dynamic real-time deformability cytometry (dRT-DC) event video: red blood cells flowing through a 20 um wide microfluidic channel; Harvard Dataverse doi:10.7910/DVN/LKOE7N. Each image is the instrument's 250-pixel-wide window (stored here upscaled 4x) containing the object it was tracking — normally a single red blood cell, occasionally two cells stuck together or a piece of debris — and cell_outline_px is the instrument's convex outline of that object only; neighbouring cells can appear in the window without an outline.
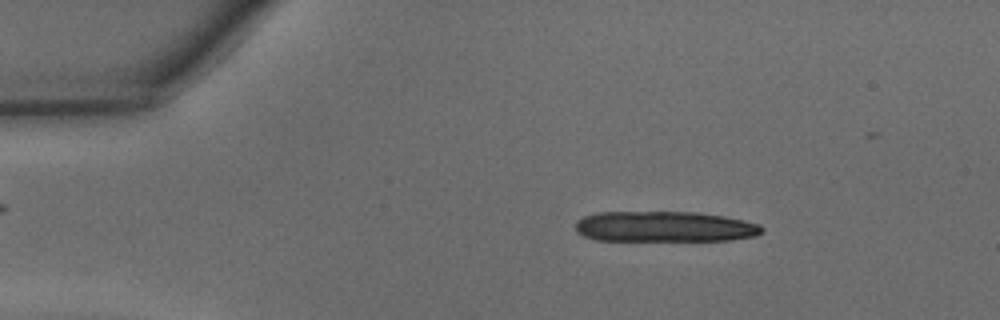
{"species": "common noctule bat (a hibernating species)", "species_latin": "Nyctalus noctula", "temperature_condition": "warm", "stored_images_in_passage": 43, "camera_frame_rate_fps": 3000, "um_per_image_px": 0.085, "animal": {"sex": "male", "body_mass_g": 15.6}, "frame": {"image": 1, "passage_image": 7, "time_ms": 2.0, "image_size_px": [1000, 320], "cell_outline_px": [[764, 232], [756, 236], [732, 240], [596, 240], [584, 236], [576, 232], [576, 220], [584, 216], [596, 212], [696, 212], [724, 216], [744, 220], [760, 224], [764, 228]], "centroid_in_image_um": [56.51, 19.26], "position_along_channel_um": 28.5, "area_um2": 33.47}}
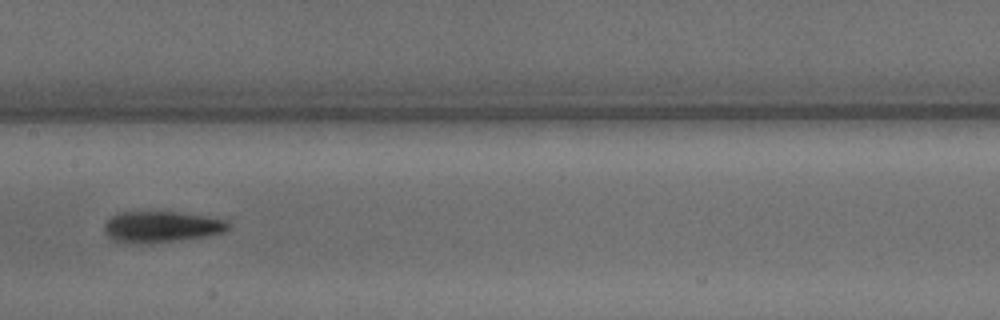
{"frame": {"image": 2, "passage_image": 23, "time_ms": 7.333, "image_size_px": [1000, 320], "cell_outline_px": [[232, 224], [224, 232], [204, 236], [180, 240], [148, 244], [124, 244], [108, 236], [104, 232], [104, 224], [116, 212], [180, 212], [204, 216], [224, 220]], "centroid_in_image_um": [13.68, 19.29], "position_along_channel_um": 193.7, "area_um2": 22.66}}
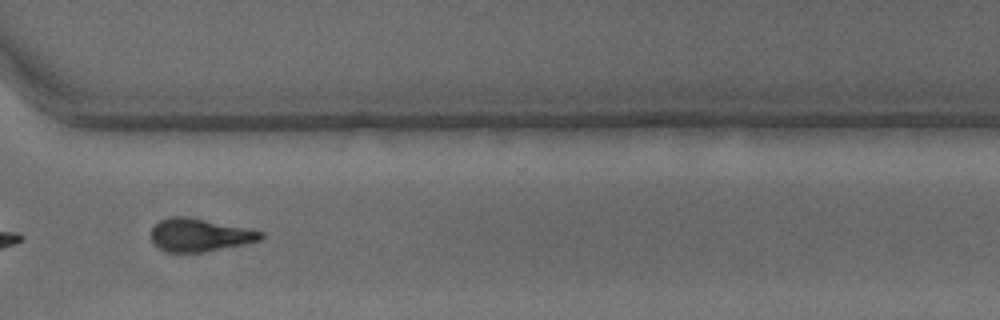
{"frame": {"image": 3, "passage_image": 34, "time_ms": 11.0, "image_size_px": [1000, 320], "cell_outline_px": [[264, 236], [260, 240], [244, 244], [204, 252], [168, 252], [160, 248], [152, 240], [152, 228], [160, 220], [172, 216], [184, 216], [264, 232]], "centroid_in_image_um": [16.96, 19.98], "position_along_channel_um": 353.6, "area_um2": 20.58}, "authors_computed_cell_mechanics": {"area_um2": 22.3108, "velocity_mm_per_s": 4.3754, "shape_relaxation_time_tau1_ms": 3.0178, "shape_relaxation_time_tau2_ms": 3.3566, "deformation_change_tau1": 0.1721, "deformation_change_tau2": 0.1378}}